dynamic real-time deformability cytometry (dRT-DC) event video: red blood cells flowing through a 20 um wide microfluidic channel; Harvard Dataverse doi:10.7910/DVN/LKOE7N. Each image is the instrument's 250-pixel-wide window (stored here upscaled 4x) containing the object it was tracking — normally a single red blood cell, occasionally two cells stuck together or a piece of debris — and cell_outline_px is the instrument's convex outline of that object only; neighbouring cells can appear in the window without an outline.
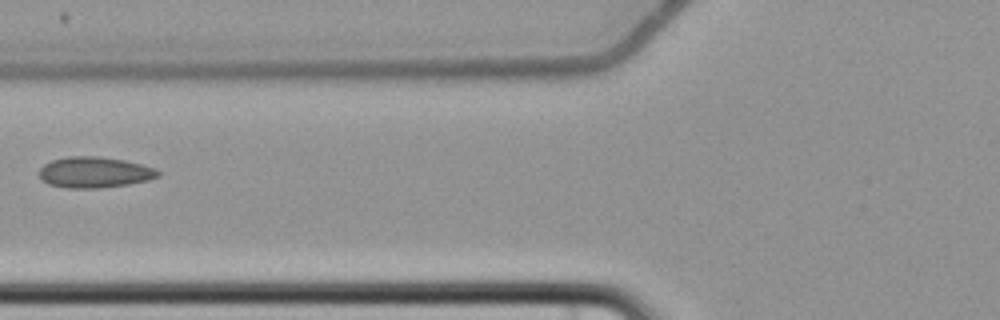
{"species": "common noctule bat (a hibernating species)", "species_latin": "Nyctalus noctula", "temperature_condition": "cold", "stored_images_in_passage": 7, "camera_frame_rate_fps": 3000, "um_per_image_px": 0.085, "animal": {"sex": "female", "body_mass_g": 22.7, "forearm_length_mm": 54.2}, "frame": {"image": 1, "passage_image": 6, "time_ms": 7.333, "image_size_px": [1000, 320], "cell_outline_px": [[160, 176], [148, 180], [128, 184], [100, 188], [68, 188], [48, 184], [40, 180], [40, 168], [44, 164], [52, 160], [68, 156], [100, 156], [124, 160], [156, 168], [160, 172]], "centroid_in_image_um": [8.03, 14.64], "position_along_channel_um": 117.8, "area_um2": 21.5}}
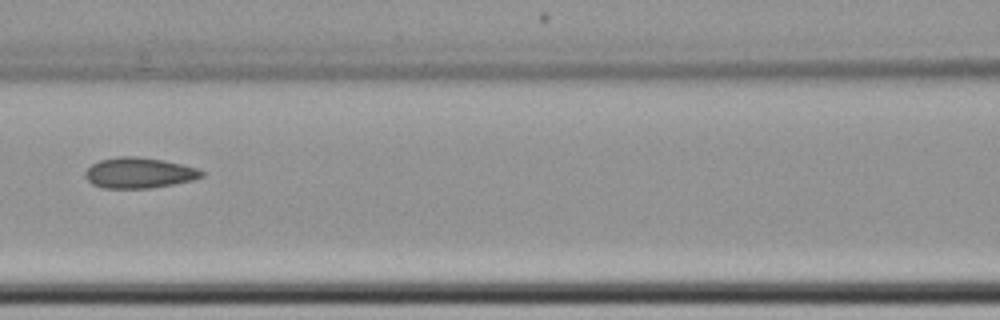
{"frame": {"image": 2, "passage_image": 7, "time_ms": 8.333, "image_size_px": [1000, 320], "cell_outline_px": [[204, 176], [192, 180], [172, 184], [148, 188], [100, 188], [92, 184], [84, 176], [84, 172], [92, 164], [100, 160], [120, 156], [136, 156], [160, 160], [180, 164], [196, 168], [204, 172]], "centroid_in_image_um": [11.77, 14.7], "position_along_channel_um": 154.8, "area_um2": 20.58}}